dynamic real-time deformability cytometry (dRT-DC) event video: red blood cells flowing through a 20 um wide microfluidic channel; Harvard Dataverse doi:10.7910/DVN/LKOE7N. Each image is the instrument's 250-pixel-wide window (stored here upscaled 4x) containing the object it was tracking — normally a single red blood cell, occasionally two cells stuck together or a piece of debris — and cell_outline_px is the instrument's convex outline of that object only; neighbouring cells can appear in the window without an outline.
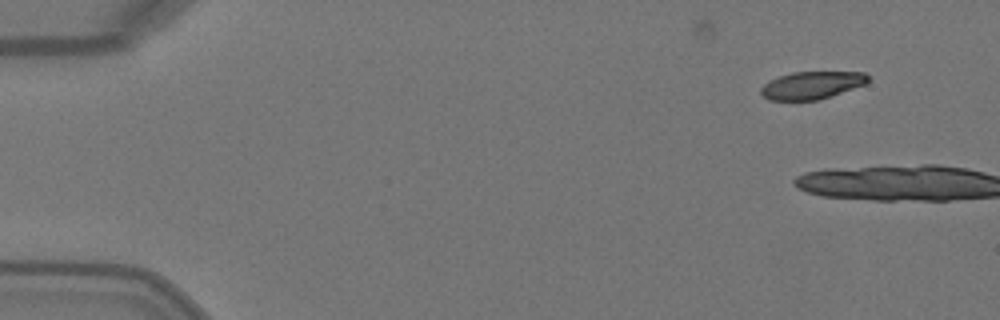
{"species": "Egyptian fruit bat (a non-hibernating species)", "species_latin": "Rousettus aegyptiacus", "temperature_condition": "warm", "stored_images_in_passage": 2, "camera_frame_rate_fps": 3000, "um_per_image_px": 0.085, "animal": {"sex": "female"}, "frame": {"image": 1, "passage_image": 1, "time_ms": 0.0, "image_size_px": [1000, 320], "cell_outline_px": [[868, 80], [864, 84], [820, 100], [768, 100], [760, 92], [760, 88], [764, 84], [780, 76], [792, 72], [864, 72], [868, 76]], "centroid_in_image_um": [68.98, 7.25], "position_along_channel_um": 16.0, "area_um2": 16.99}}